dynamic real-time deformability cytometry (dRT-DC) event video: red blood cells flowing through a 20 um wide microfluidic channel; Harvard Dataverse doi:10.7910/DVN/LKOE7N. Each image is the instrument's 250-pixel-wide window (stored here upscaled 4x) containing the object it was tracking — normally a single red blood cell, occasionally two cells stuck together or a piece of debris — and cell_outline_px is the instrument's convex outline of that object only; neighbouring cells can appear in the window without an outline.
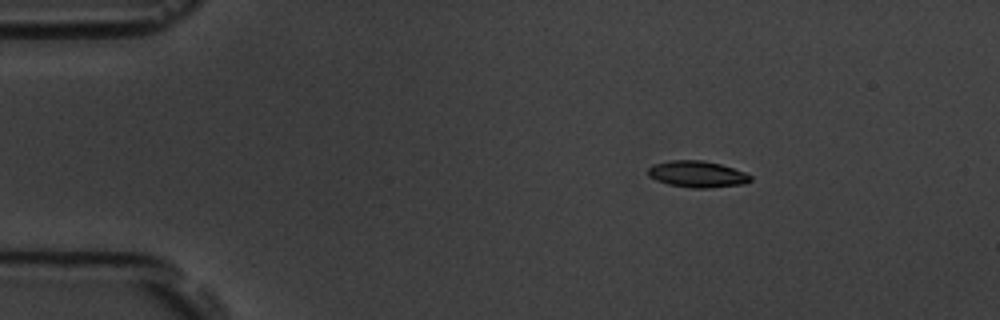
{"species": "common noctule bat (a hibernating species)", "species_latin": "Nyctalus noctula", "temperature_condition": "room temperature", "stored_images_in_passage": 4, "camera_frame_rate_fps": 3000, "um_per_image_px": 0.085, "animal": {"sex": "male", "body_mass_g": 19.5, "forearm_length_mm": 54.6}, "frame": {"image": 1, "passage_image": 1, "time_ms": 0.0, "image_size_px": [1000, 320], "cell_outline_px": [[752, 180], [744, 184], [708, 188], [692, 188], [668, 184], [656, 180], [648, 176], [648, 168], [652, 164], [672, 160], [700, 160], [720, 164], [744, 172], [752, 176]], "centroid_in_image_um": [59.25, 14.8], "position_along_channel_um": 25.8, "area_um2": 15.78}}
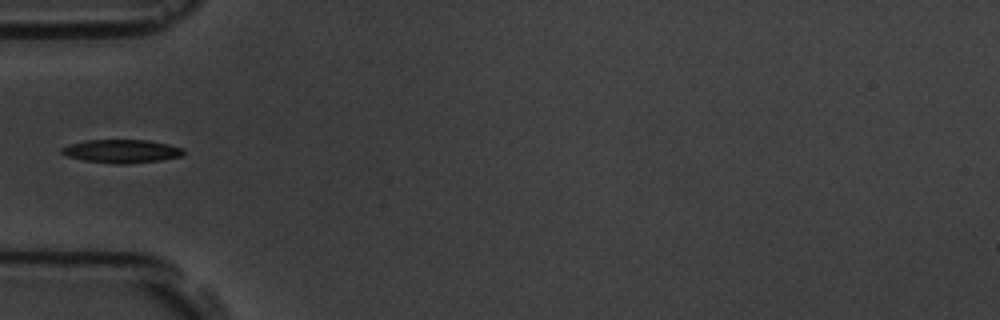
{"frame": {"image": 2, "passage_image": 4, "time_ms": 3.333, "image_size_px": [1000, 320], "cell_outline_px": [[184, 152], [180, 156], [160, 160], [128, 164], [116, 164], [84, 160], [68, 156], [60, 152], [60, 148], [72, 144], [88, 140], [148, 140], [168, 144], [184, 148]], "centroid_in_image_um": [10.35, 12.85], "position_along_channel_um": 74.6, "area_um2": 16.42}}